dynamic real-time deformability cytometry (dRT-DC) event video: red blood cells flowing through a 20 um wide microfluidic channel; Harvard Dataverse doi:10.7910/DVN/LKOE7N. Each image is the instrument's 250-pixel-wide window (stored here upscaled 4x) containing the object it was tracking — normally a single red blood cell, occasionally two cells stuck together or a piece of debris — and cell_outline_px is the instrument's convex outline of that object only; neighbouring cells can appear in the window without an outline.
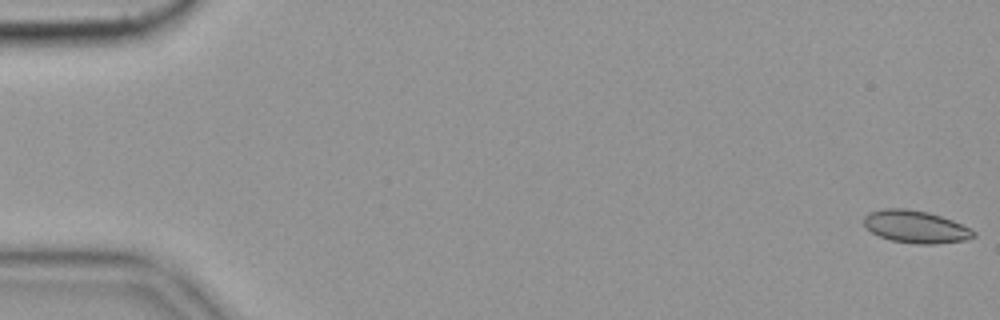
{"species": "common noctule bat (a hibernating species)", "species_latin": "Nyctalus noctula", "temperature_condition": "cold", "stored_images_in_passage": 18, "segment_of_instrument_passage": [2, 2], "camera_frame_rate_fps": 3000, "um_per_image_px": 0.085, "animal": {"sex": "female", "body_mass_g": 19.9}, "frame": {"image": 1, "passage_image": 18, "time_ms": 5.667, "image_size_px": [1000, 320], "cell_outline_px": [[976, 236], [964, 240], [932, 244], [916, 244], [892, 240], [880, 236], [872, 232], [864, 224], [864, 216], [872, 212], [884, 208], [904, 208], [928, 212], [952, 220], [976, 232]], "centroid_in_image_um": [77.83, 19.27], "position_along_channel_um": 7.2, "area_um2": 20.4}}